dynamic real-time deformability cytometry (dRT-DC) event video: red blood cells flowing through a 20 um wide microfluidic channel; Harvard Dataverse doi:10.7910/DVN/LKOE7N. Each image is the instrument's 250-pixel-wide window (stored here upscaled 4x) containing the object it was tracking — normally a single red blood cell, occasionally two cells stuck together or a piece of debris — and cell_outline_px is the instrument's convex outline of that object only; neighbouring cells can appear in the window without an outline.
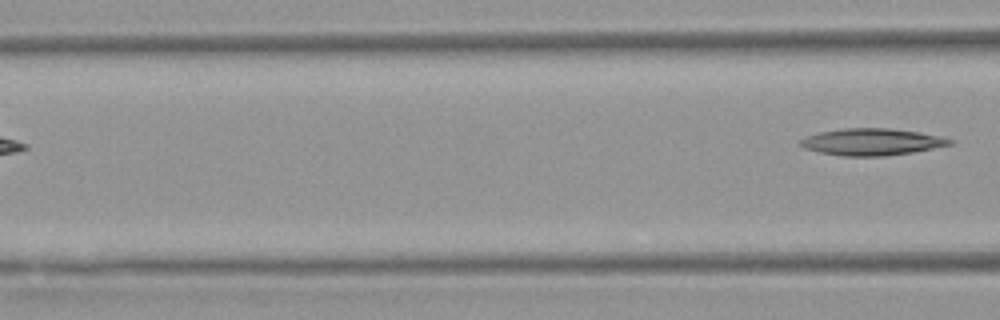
{"species": "Egyptian fruit bat (a non-hibernating species)", "species_latin": "Rousettus aegyptiacus", "temperature_condition": "warm", "stored_images_in_passage": 5, "segment_of_instrument_passage": [2, 2], "camera_frame_rate_fps": 3000, "um_per_image_px": 0.085, "animal": {"sex": "female"}, "frame": {"image": 1, "passage_image": 5, "time_ms": 5.667, "image_size_px": [1000, 320], "cell_outline_px": [[956, 140], [952, 144], [912, 152], [884, 156], [844, 156], [820, 152], [804, 148], [800, 144], [800, 140], [808, 136], [820, 132], [844, 128], [892, 128], [940, 136]], "centroid_in_image_um": [74.12, 12.06], "position_along_channel_um": 92.5, "area_um2": 23.12}}